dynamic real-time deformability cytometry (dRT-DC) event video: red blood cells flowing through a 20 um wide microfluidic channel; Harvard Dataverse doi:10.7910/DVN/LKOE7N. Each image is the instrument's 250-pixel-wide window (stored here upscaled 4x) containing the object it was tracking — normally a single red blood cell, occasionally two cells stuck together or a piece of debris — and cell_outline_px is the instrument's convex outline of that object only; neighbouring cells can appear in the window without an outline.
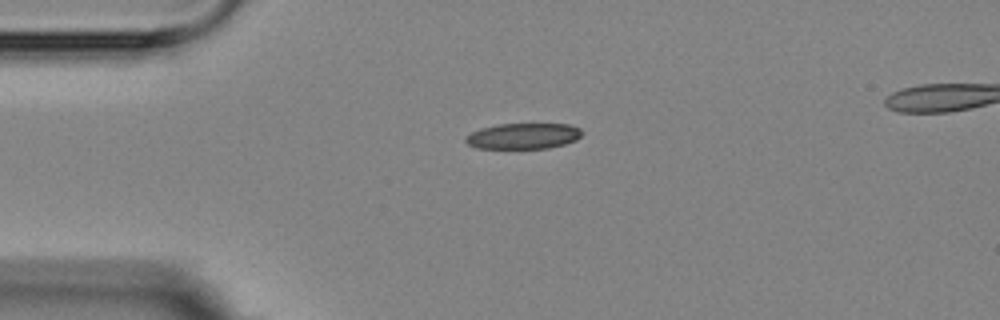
{"species": "Egyptian fruit bat (a non-hibernating species)", "species_latin": "Rousettus aegyptiacus", "temperature_condition": "room temperature", "stored_images_in_passage": 6, "camera_frame_rate_fps": 3000, "um_per_image_px": 0.085, "animal": {"sex": "female"}, "frame": {"image": 1, "passage_image": 1, "time_ms": 0.0, "image_size_px": [1000, 320], "cell_outline_px": [[580, 136], [576, 140], [564, 144], [548, 148], [476, 148], [468, 144], [464, 140], [472, 132], [480, 128], [496, 124], [568, 124], [580, 128]], "centroid_in_image_um": [44.46, 11.56], "position_along_channel_um": 40.5, "area_um2": 17.34}}
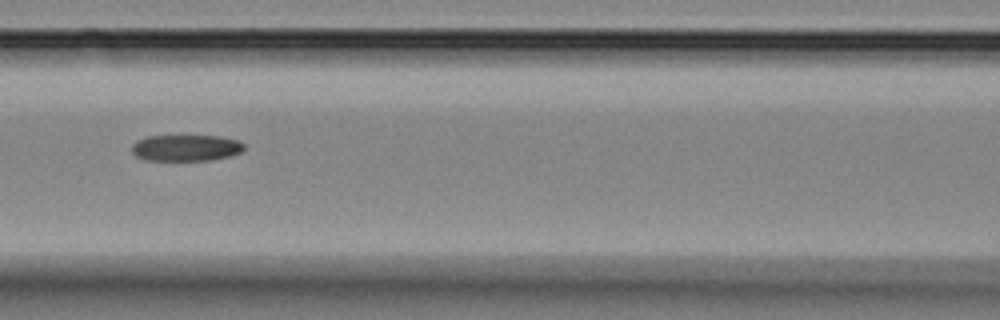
{"frame": {"image": 2, "passage_image": 4, "time_ms": 3.667, "image_size_px": [1000, 320], "cell_outline_px": [[244, 148], [240, 152], [228, 156], [212, 160], [144, 160], [136, 156], [132, 152], [132, 144], [136, 140], [148, 136], [220, 136], [240, 140], [244, 144]], "centroid_in_image_um": [15.8, 12.56], "position_along_channel_um": 150.8, "area_um2": 17.28}}
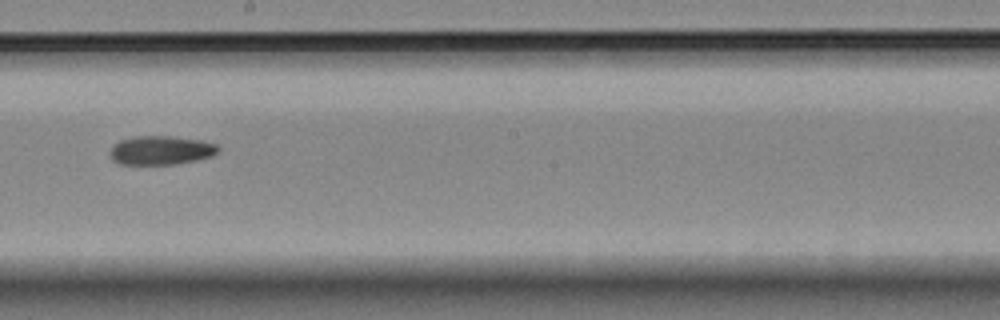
{"frame": {"image": 3, "passage_image": 6, "time_ms": 6.0, "image_size_px": [1000, 320], "cell_outline_px": [[220, 148], [212, 156], [196, 160], [176, 164], [120, 164], [112, 160], [112, 148], [120, 140], [136, 136], [172, 136], [200, 140], [216, 144]], "centroid_in_image_um": [13.71, 12.77], "position_along_channel_um": 234.5, "area_um2": 17.98}}